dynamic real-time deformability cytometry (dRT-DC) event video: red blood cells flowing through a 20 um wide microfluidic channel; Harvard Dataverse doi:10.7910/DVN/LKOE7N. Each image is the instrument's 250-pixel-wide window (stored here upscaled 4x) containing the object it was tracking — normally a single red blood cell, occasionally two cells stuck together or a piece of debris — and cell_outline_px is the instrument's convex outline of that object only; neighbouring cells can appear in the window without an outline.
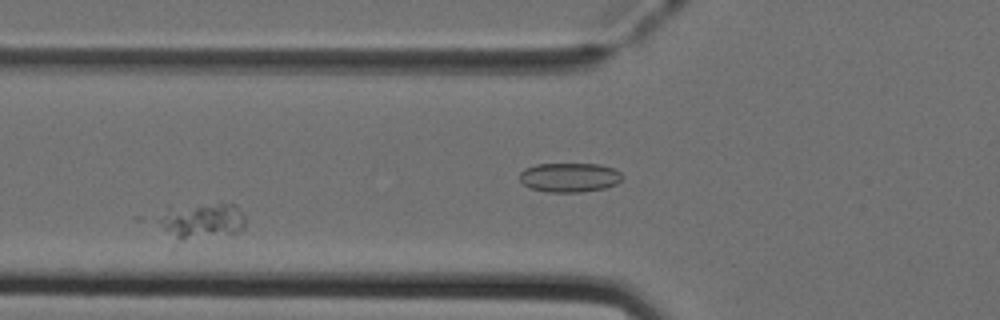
{"species": "Egyptian fruit bat (a non-hibernating species)", "species_latin": "Rousettus aegyptiacus", "temperature_condition": "cold", "stored_images_in_passage": 39, "camera_frame_rate_fps": 3000, "um_per_image_px": 0.085, "animal": {"sex": "female"}, "frame": {"image": 1, "passage_image": 6, "time_ms": 1.667, "image_size_px": [1000, 320], "cell_outline_px": [[244, 228], [232, 236], [184, 240], [180, 240], [164, 228], [160, 220], [168, 204], [236, 204], [240, 208], [244, 216]], "centroid_in_image_um": [17.23, 18.75], "position_along_channel_um": 108.6, "area_um2": 18.55}}
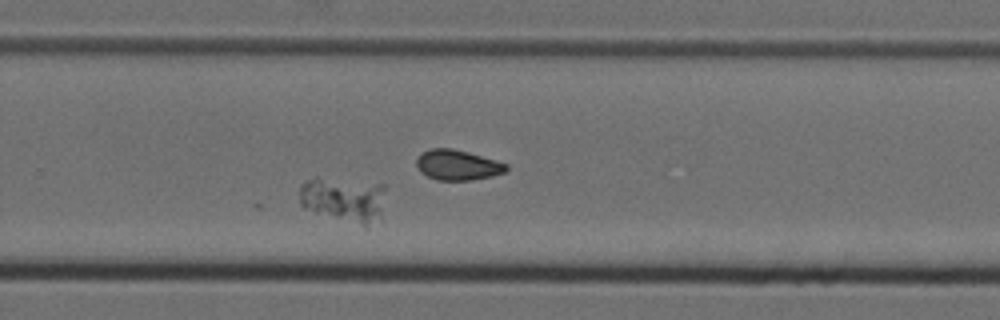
{"frame": {"image": 2, "passage_image": 22, "time_ms": 7.0, "image_size_px": [1000, 320], "cell_outline_px": [[384, 188], [380, 216], [364, 228], [304, 208], [300, 204], [300, 184], [316, 176], [384, 184]], "centroid_in_image_um": [29.18, 16.94], "position_along_channel_um": 300.6, "area_um2": 22.72}}
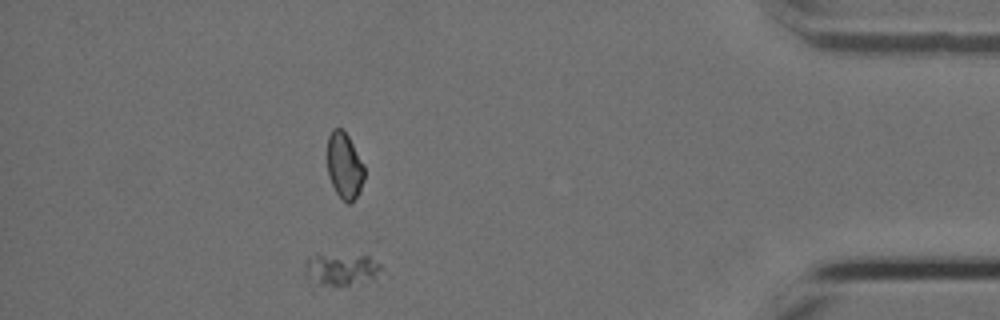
{"frame": {"image": 3, "passage_image": 34, "time_ms": 11.0, "image_size_px": [1000, 320], "cell_outline_px": [[380, 268], [376, 280], [312, 292], [304, 272], [304, 264], [316, 252], [368, 256], [380, 264]], "centroid_in_image_um": [28.83, 22.99], "position_along_channel_um": 406.4, "area_um2": 16.13}}